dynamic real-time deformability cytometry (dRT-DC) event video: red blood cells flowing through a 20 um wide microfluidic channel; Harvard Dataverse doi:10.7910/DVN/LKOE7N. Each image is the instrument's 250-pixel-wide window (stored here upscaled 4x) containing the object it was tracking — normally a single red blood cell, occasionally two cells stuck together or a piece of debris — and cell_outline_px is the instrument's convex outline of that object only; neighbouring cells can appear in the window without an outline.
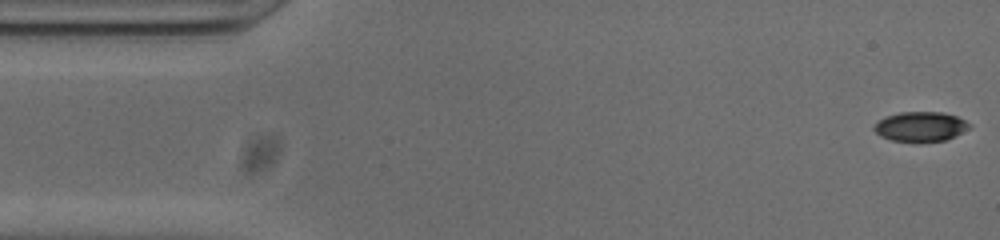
{"species": "common noctule bat (a hibernating species)", "species_latin": "Nyctalus noctula", "temperature_condition": "cold", "stored_images_in_passage": 52, "camera_frame_rate_fps": 3000, "um_per_image_px": 0.085, "animal": {"sex": "male", "body_mass_g": 20.0, "forearm_length_mm": 53.3}, "frame": {"image": 1, "passage_image": 1, "time_ms": 0.0, "image_size_px": [1000, 240], "cell_outline_px": [[972, 124], [968, 128], [956, 136], [944, 140], [892, 140], [880, 136], [872, 128], [884, 116], [900, 112], [940, 112], [956, 116]], "centroid_in_image_um": [78.24, 10.73], "position_along_channel_um": 6.8, "area_um2": 16.07}}
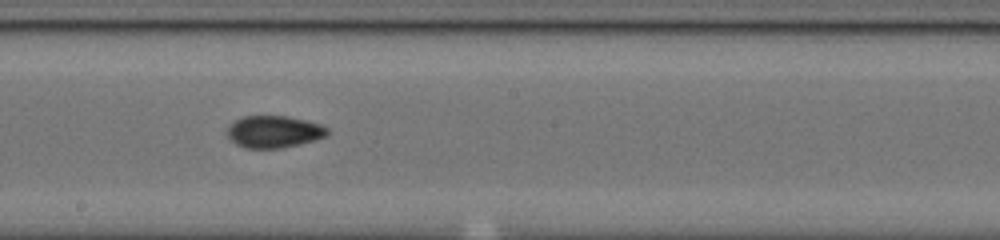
{"frame": {"image": 2, "passage_image": 27, "time_ms": 8.667, "image_size_px": [1000, 240], "cell_outline_px": [[328, 132], [324, 136], [300, 144], [280, 148], [244, 148], [236, 144], [228, 136], [228, 128], [236, 120], [244, 116], [288, 116], [320, 124], [328, 128]], "centroid_in_image_um": [23.27, 11.2], "position_along_channel_um": 224.9, "area_um2": 18.38}}
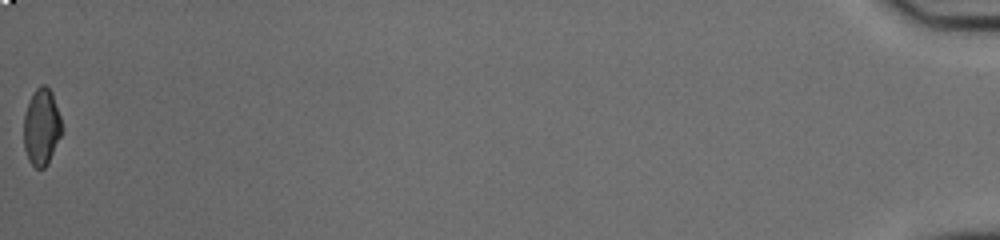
{"frame": {"image": 3, "passage_image": 52, "time_ms": 17.0, "image_size_px": [1000, 240], "cell_outline_px": [[60, 136], [48, 164], [44, 168], [36, 168], [28, 160], [24, 148], [24, 116], [32, 92], [40, 84], [44, 84], [52, 92], [60, 116]], "centroid_in_image_um": [3.51, 10.79], "position_along_channel_um": 431.7, "area_um2": 16.82}, "authors_computed_cell_mechanics": {"area_um2": 17.918, "velocity_mm_per_s": 3.8526, "shape_relaxation_time_tau1_ms": null, "shape_relaxation_time_tau2_ms": 2.4593, "deformation_change_tau1": null, "deformation_change_tau2": 0.0649}}